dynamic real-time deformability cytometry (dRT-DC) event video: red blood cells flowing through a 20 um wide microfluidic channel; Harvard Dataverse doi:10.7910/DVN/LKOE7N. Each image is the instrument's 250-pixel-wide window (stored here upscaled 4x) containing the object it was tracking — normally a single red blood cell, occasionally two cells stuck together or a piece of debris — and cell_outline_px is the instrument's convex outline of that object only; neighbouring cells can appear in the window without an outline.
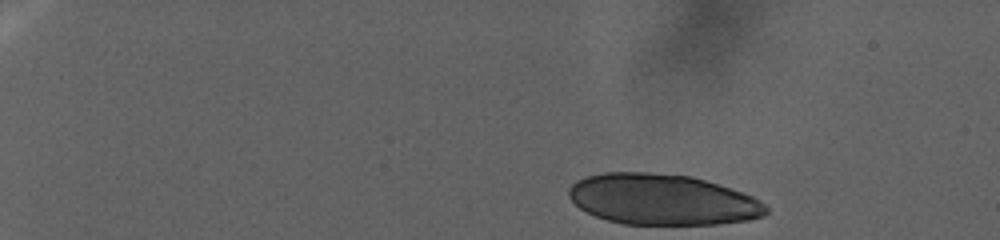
{"species": "human", "species_latin": "Homo sapiens", "temperature_condition": "warm", "stored_images_in_passage": 70, "camera_frame_rate_fps": 3000, "um_per_image_px": 0.085, "donor": {"sex": "female"}, "frame": {"image": 1, "passage_image": 1, "time_ms": 0.0, "image_size_px": [1000, 240], "cell_outline_px": [[768, 212], [764, 216], [748, 220], [716, 224], [624, 224], [608, 220], [596, 216], [580, 208], [568, 196], [568, 188], [576, 180], [588, 176], [604, 172], [648, 172], [692, 176], [752, 196], [760, 200], [768, 208]], "centroid_in_image_um": [56.28, 16.96], "position_along_channel_um": 28.7, "area_um2": 58.15}}